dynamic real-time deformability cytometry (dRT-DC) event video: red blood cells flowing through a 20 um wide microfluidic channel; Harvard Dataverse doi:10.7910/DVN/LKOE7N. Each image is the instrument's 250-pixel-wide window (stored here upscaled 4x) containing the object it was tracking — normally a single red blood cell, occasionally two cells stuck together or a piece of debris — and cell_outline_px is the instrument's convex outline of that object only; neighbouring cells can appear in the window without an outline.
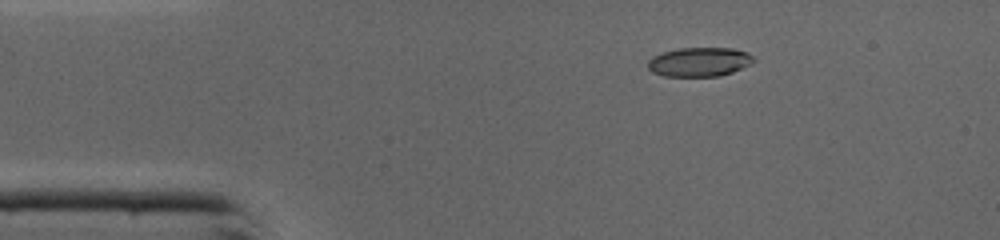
{"species": "common noctule bat (a hibernating species)", "species_latin": "Nyctalus noctula", "temperature_condition": "cold", "stored_images_in_passage": 40, "segment_of_instrument_passage": [1, 2], "camera_frame_rate_fps": 3000, "um_per_image_px": 0.085, "animal": {"sex": "male", "body_mass_g": 19.0, "forearm_length_mm": 50.8}, "frame": {"image": 1, "passage_image": 1, "time_ms": 0.0, "image_size_px": [1000, 240], "cell_outline_px": [[756, 60], [732, 72], [720, 76], [664, 76], [652, 72], [648, 68], [648, 60], [652, 56], [664, 52], [680, 48], [732, 48], [748, 52]], "centroid_in_image_um": [59.43, 5.26], "position_along_channel_um": 25.6, "area_um2": 17.86}}
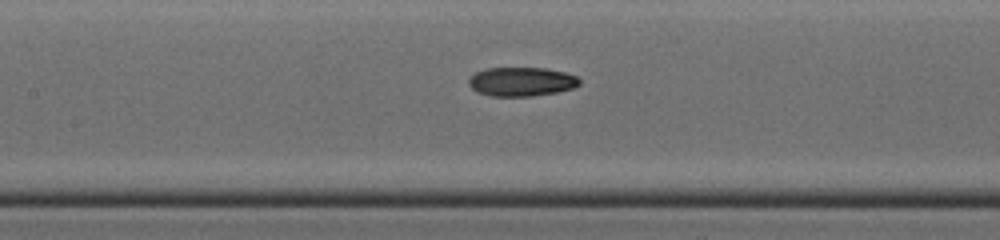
{"frame": {"image": 2, "passage_image": 14, "time_ms": 4.333, "image_size_px": [1000, 240], "cell_outline_px": [[580, 84], [572, 88], [556, 92], [532, 96], [492, 96], [480, 92], [472, 88], [468, 84], [468, 80], [476, 72], [484, 68], [548, 68], [564, 72], [576, 76], [580, 80]], "centroid_in_image_um": [44.33, 6.93], "position_along_channel_um": 163.1, "area_um2": 18.61}}
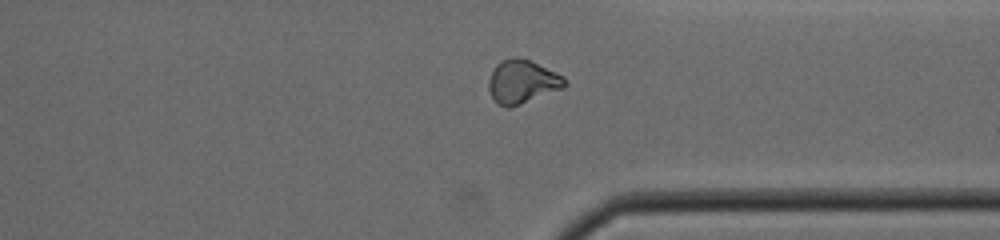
{"frame": {"image": 3, "passage_image": 28, "time_ms": 9.0, "image_size_px": [1000, 240], "cell_outline_px": [[568, 84], [564, 88], [512, 108], [508, 108], [500, 104], [492, 96], [488, 88], [488, 80], [496, 64], [500, 60], [512, 56], [520, 56], [564, 76]], "centroid_in_image_um": [44.4, 6.94], "position_along_channel_um": 367.0, "area_um2": 19.48}}